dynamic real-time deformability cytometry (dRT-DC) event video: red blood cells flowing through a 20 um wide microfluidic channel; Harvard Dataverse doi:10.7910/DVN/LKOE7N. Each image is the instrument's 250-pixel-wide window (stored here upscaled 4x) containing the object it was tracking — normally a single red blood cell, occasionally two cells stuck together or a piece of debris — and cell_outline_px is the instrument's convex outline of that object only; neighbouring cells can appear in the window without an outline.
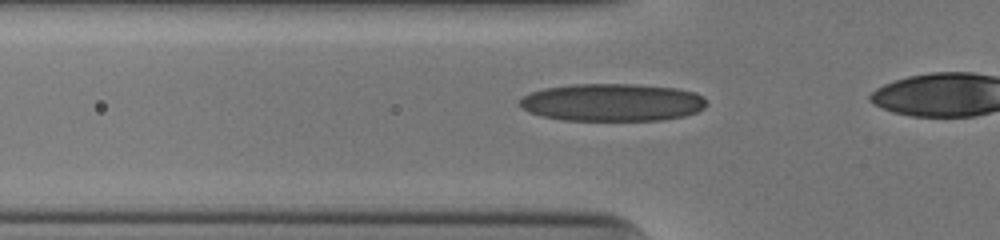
{"species": "human", "species_latin": "Homo sapiens", "temperature_condition": "cold", "stored_images_in_passage": 20, "camera_frame_rate_fps": 3000, "um_per_image_px": 0.085, "donor": {"sex": "male"}, "frame": {"image": 1, "passage_image": 14, "time_ms": 4.333, "image_size_px": [1000, 240], "cell_outline_px": [[708, 104], [704, 108], [696, 112], [684, 116], [660, 120], [564, 120], [544, 116], [528, 112], [516, 104], [516, 100], [532, 92], [544, 88], [572, 84], [636, 84], [676, 88], [696, 92], [704, 96]], "centroid_in_image_um": [52.04, 8.7], "position_along_channel_um": 73.8, "area_um2": 41.27}}
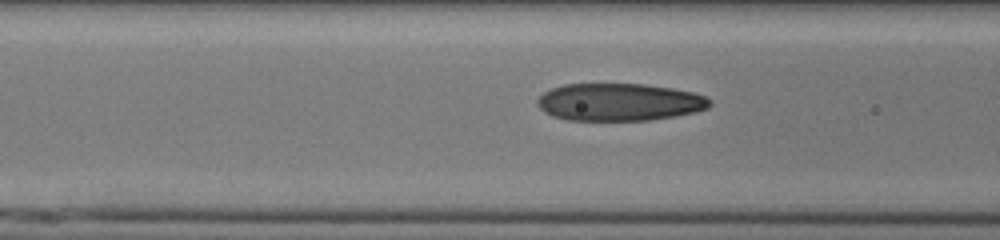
{"frame": {"image": 2, "passage_image": 17, "time_ms": 5.333, "image_size_px": [1000, 240], "cell_outline_px": [[712, 104], [708, 108], [696, 112], [676, 116], [652, 120], [568, 120], [552, 116], [544, 112], [536, 104], [536, 100], [544, 92], [552, 88], [564, 84], [644, 84], [672, 88], [692, 92], [704, 96], [712, 100]], "centroid_in_image_um": [52.65, 8.68], "position_along_channel_um": 114.0, "area_um2": 37.86}}